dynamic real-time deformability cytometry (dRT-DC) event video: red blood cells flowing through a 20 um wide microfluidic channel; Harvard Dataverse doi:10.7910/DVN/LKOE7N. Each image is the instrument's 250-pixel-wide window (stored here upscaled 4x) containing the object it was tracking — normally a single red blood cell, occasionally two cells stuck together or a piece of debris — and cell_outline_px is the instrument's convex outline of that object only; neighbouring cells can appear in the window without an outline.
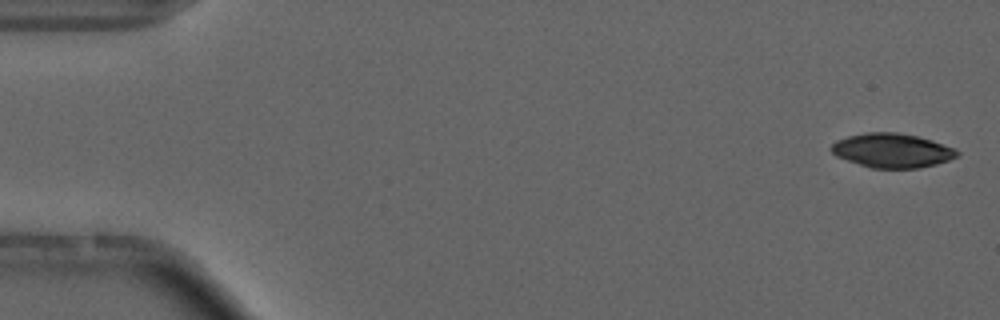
{"species": "common noctule bat (a hibernating species)", "species_latin": "Nyctalus noctula", "temperature_condition": "cold", "stored_images_in_passage": 4, "camera_frame_rate_fps": 3000, "um_per_image_px": 0.085, "animal": {"sex": "male", "forearm_length_mm": 52.5}, "frame": {"image": 1, "passage_image": 1, "time_ms": 0.0, "image_size_px": [1000, 320], "cell_outline_px": [[960, 152], [956, 156], [948, 160], [936, 164], [916, 168], [872, 168], [836, 156], [828, 148], [836, 140], [848, 136], [864, 132], [896, 132], [916, 136], [932, 140], [956, 148]], "centroid_in_image_um": [75.81, 12.78], "position_along_channel_um": 9.2, "area_um2": 25.03}}
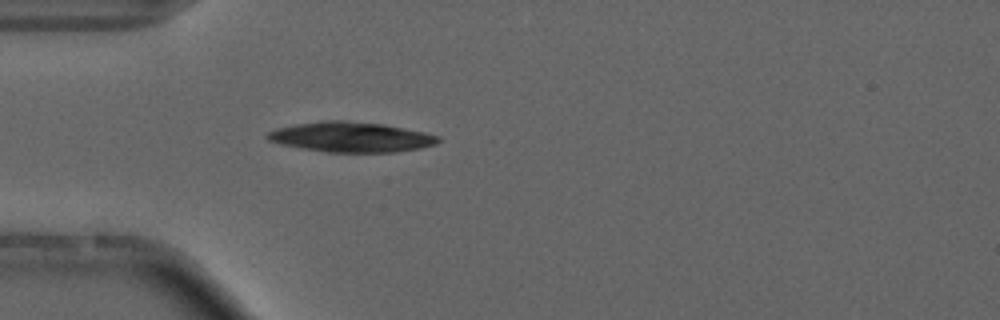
{"frame": {"image": 2, "passage_image": 4, "time_ms": 4.667, "image_size_px": [1000, 320], "cell_outline_px": [[440, 140], [436, 144], [420, 148], [396, 152], [328, 152], [300, 148], [280, 144], [268, 140], [264, 136], [268, 132], [276, 128], [296, 124], [324, 120], [344, 120], [384, 124], [424, 132], [440, 136]], "centroid_in_image_um": [29.82, 11.64], "position_along_channel_um": 55.2, "area_um2": 30.06}}